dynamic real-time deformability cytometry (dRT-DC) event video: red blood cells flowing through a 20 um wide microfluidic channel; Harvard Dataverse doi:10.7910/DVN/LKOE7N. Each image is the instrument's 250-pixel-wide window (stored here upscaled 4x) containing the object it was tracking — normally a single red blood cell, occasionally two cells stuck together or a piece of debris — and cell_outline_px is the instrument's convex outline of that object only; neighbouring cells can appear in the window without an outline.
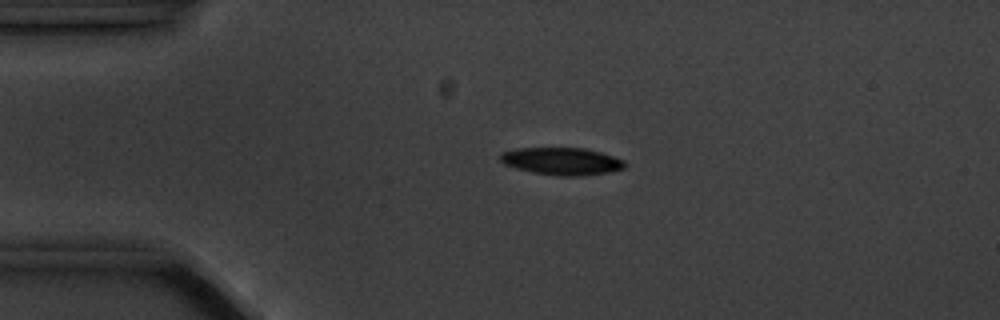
{"species": "common noctule bat (a hibernating species)", "species_latin": "Nyctalus noctula", "temperature_condition": "cold", "stored_images_in_passage": 3, "camera_frame_rate_fps": 3000, "um_per_image_px": 0.085, "animal": {"sex": "male", "body_mass_g": 20.1, "forearm_length_mm": 53.5}, "frame": {"image": 1, "passage_image": 2, "time_ms": 1.0, "image_size_px": [1000, 320], "cell_outline_px": [[628, 164], [624, 168], [608, 172], [580, 176], [560, 176], [532, 172], [516, 168], [504, 164], [500, 160], [500, 152], [516, 148], [584, 148], [600, 152], [624, 160]], "centroid_in_image_um": [47.74, 13.7], "position_along_channel_um": 37.3, "area_um2": 19.88}}